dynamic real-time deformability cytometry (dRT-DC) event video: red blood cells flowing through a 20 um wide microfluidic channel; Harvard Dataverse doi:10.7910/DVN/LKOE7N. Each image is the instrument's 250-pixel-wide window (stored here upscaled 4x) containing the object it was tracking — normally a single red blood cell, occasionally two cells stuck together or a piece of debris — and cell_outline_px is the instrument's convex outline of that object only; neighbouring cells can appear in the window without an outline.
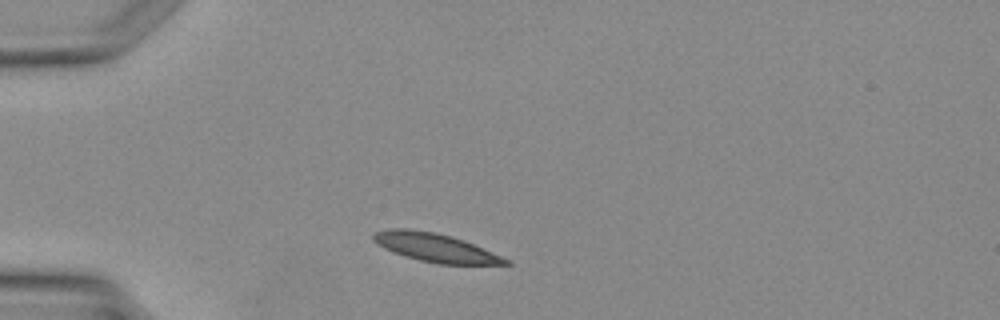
{"species": "Egyptian fruit bat (a non-hibernating species)", "species_latin": "Rousettus aegyptiacus", "temperature_condition": "warm", "stored_images_in_passage": 1, "camera_frame_rate_fps": 3000, "um_per_image_px": 0.085, "animal": {"sex": "female"}, "frame": {"image": 1, "passage_image": 1, "time_ms": 0.0, "image_size_px": [1000, 320], "cell_outline_px": [[512, 264], [440, 264], [420, 260], [384, 248], [372, 240], [372, 232], [388, 228], [408, 228], [436, 232], [452, 236], [464, 240], [512, 260]], "centroid_in_image_um": [37.01, 21.02], "position_along_channel_um": 48.0, "area_um2": 21.96}}